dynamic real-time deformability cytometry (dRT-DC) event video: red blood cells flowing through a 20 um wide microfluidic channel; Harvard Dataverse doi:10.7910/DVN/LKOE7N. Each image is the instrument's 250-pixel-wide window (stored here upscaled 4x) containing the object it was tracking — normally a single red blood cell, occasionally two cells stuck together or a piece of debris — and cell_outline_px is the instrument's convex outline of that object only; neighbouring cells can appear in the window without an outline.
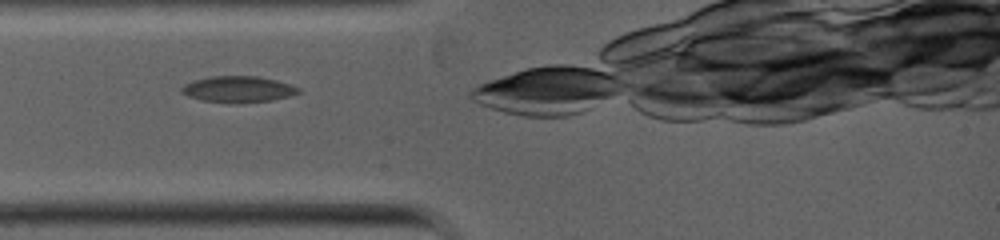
{"species": "common noctule bat (a hibernating species)", "species_latin": "Nyctalus noctula", "temperature_condition": "warm", "stored_images_in_passage": 4, "camera_frame_rate_fps": 5000, "um_per_image_px": 0.085, "animal": {"sex": "female", "body_mass_g": 19.0, "forearm_length_mm": 53.3}, "frame": {"image": 1, "passage_image": 1, "time_ms": 0.0, "image_size_px": [1000, 240], "cell_outline_px": [[300, 92], [292, 96], [272, 100], [236, 104], [204, 100], [188, 96], [180, 92], [180, 88], [184, 84], [196, 80], [212, 76], [260, 76], [276, 80], [300, 88]], "centroid_in_image_um": [20.26, 7.59], "position_along_channel_um": 64.7, "area_um2": 17.92}}